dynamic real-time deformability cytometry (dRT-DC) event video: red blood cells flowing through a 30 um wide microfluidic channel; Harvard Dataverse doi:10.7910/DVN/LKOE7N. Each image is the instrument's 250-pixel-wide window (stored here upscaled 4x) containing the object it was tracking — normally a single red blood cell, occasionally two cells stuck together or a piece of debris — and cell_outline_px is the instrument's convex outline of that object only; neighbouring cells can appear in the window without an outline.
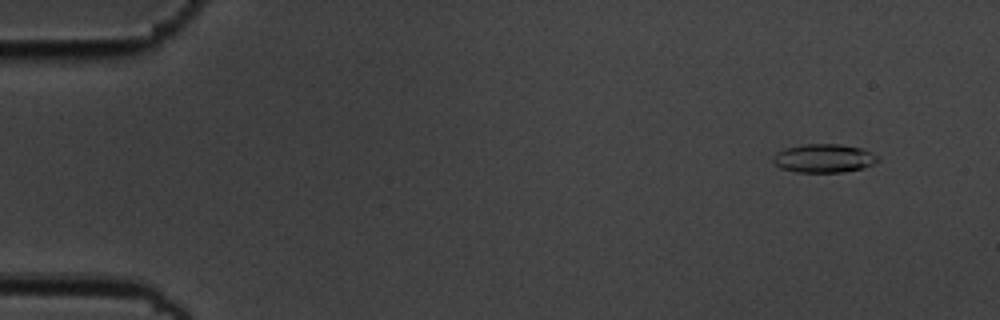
{"species": "common noctule bat (a hibernating species)", "species_latin": "Nyctalus noctula", "temperature_condition": "cold", "stored_images_in_passage": 6, "camera_frame_rate_fps": 3000, "um_per_image_px": 0.085, "animal": {"sex": "male", "body_mass_g": 19.5, "forearm_length_mm": 54.6}, "frame": {"image": 1, "passage_image": 2, "time_ms": 0.333, "image_size_px": [1000, 320], "cell_outline_px": [[880, 160], [864, 168], [840, 172], [796, 172], [780, 168], [772, 164], [772, 156], [776, 152], [784, 148], [804, 144], [840, 144], [860, 148], [880, 156]], "centroid_in_image_um": [69.99, 13.45], "position_along_channel_um": 15.0, "area_um2": 17.63}}
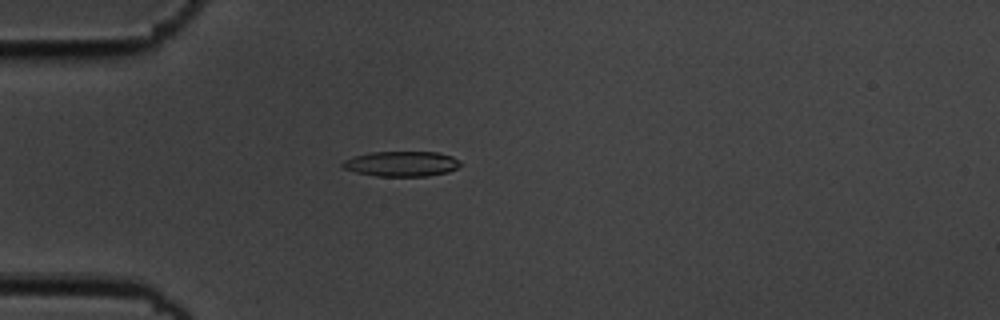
{"frame": {"image": 2, "passage_image": 5, "time_ms": 1.333, "image_size_px": [1000, 320], "cell_outline_px": [[464, 164], [448, 172], [428, 176], [376, 176], [356, 172], [344, 168], [340, 164], [344, 160], [356, 156], [372, 152], [436, 152], [452, 156], [460, 160]], "centroid_in_image_um": [34.18, 13.92], "position_along_channel_um": 50.8, "area_um2": 17.28}}